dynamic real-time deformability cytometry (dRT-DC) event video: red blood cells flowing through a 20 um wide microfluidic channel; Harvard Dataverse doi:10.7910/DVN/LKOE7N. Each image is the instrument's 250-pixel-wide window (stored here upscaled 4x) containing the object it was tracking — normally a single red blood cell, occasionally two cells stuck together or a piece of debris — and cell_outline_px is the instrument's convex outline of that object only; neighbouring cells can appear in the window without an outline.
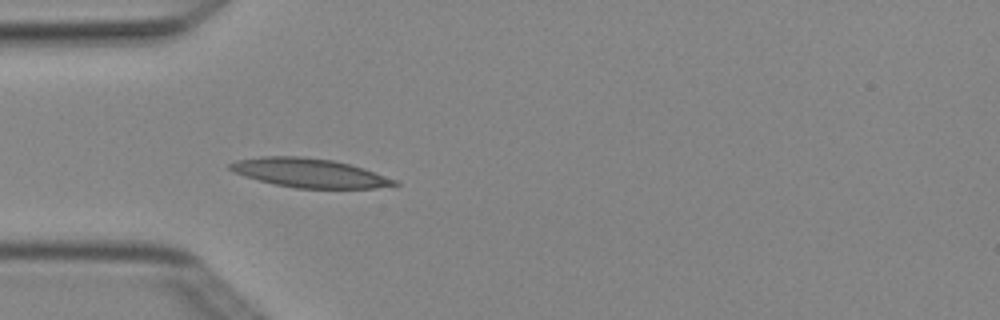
{"species": "Egyptian fruit bat (a non-hibernating species)", "species_latin": "Rousettus aegyptiacus", "temperature_condition": "cold", "stored_images_in_passage": 2, "camera_frame_rate_fps": 3000, "um_per_image_px": 0.085, "animal": {"sex": "female"}, "frame": {"image": 1, "passage_image": 2, "time_ms": 0.333, "image_size_px": [1000, 320], "cell_outline_px": [[400, 184], [376, 188], [296, 188], [276, 184], [244, 176], [228, 168], [228, 164], [236, 160], [260, 156], [304, 156], [332, 160], [364, 168], [396, 180]], "centroid_in_image_um": [26.29, 14.69], "position_along_channel_um": 58.7, "area_um2": 27.57}}